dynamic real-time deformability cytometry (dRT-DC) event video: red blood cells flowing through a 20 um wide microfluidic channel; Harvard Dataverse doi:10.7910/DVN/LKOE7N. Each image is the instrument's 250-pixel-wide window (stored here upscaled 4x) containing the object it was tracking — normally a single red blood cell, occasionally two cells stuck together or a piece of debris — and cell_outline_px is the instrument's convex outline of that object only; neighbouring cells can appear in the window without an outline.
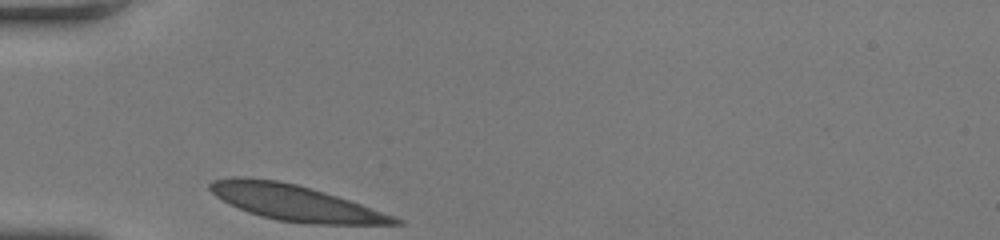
{"species": "human", "species_latin": "Homo sapiens", "temperature_condition": "room temperature", "stored_images_in_passage": 34, "camera_frame_rate_fps": 3000, "um_per_image_px": 0.085, "donor": {"sex": "female"}, "frame": {"image": 1, "passage_image": 1, "time_ms": 0.0, "image_size_px": [1000, 240], "cell_outline_px": [[404, 224], [308, 224], [276, 220], [260, 216], [248, 212], [216, 196], [208, 188], [208, 184], [212, 180], [232, 176], [244, 176], [276, 180], [296, 184], [312, 188], [396, 216], [404, 220]], "centroid_in_image_um": [25.08, 17.23], "position_along_channel_um": 59.9, "area_um2": 38.32}}
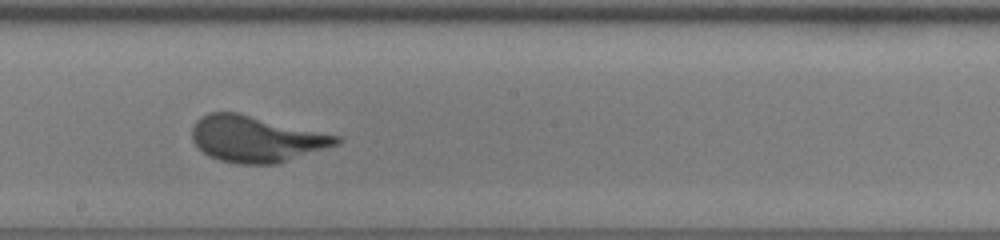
{"frame": {"image": 2, "passage_image": 15, "time_ms": 4.667, "image_size_px": [1000, 240], "cell_outline_px": [[344, 140], [340, 144], [280, 164], [236, 164], [220, 160], [208, 156], [192, 140], [192, 124], [200, 116], [208, 112], [240, 112], [340, 136]], "centroid_in_image_um": [21.8, 11.81], "position_along_channel_um": 226.4, "area_um2": 39.54}}
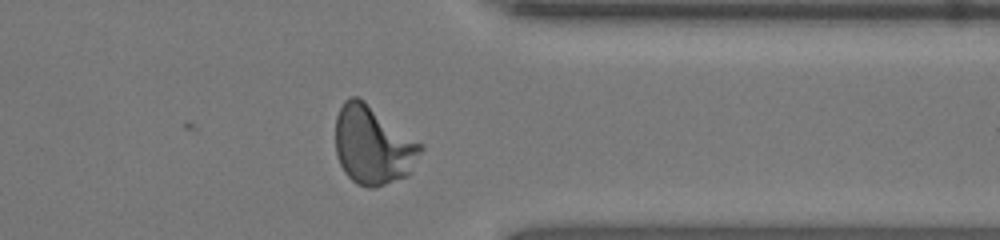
{"frame": {"image": 3, "passage_image": 29, "time_ms": 9.333, "image_size_px": [1000, 240], "cell_outline_px": [[424, 148], [408, 176], [376, 188], [368, 188], [356, 184], [344, 172], [336, 156], [336, 116], [344, 100], [352, 96], [356, 96], [364, 100], [424, 144]], "centroid_in_image_um": [31.72, 12.35], "position_along_channel_um": 379.7, "area_um2": 39.48}, "authors_computed_cell_mechanics": {"area_um2": 38.0324, "velocity_mm_per_s": 3.3932, "shape_relaxation_time_tau1_ms": 2.0904, "shape_relaxation_time_tau2_ms": null, "deformation_change_tau1": 0.1864, "deformation_change_tau2": null}}